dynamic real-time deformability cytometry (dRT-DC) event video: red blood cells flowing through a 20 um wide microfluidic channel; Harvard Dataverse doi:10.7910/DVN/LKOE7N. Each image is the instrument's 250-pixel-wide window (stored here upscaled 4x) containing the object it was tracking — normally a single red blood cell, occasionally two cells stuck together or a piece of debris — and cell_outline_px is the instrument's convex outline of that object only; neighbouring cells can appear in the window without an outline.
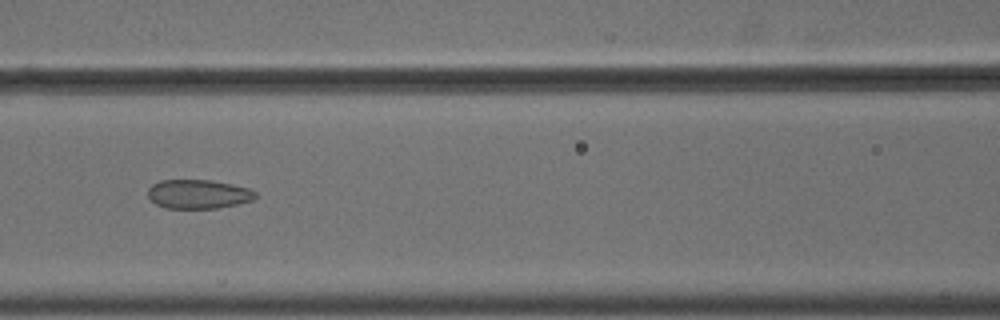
{"species": "common noctule bat (a hibernating species)", "species_latin": "Nyctalus noctula", "temperature_condition": "cold", "stored_images_in_passage": 40, "camera_frame_rate_fps": 3000, "um_per_image_px": 0.085, "animal": {"sex": "male", "body_mass_g": 18.8}, "frame": {"image": 1, "passage_image": 10, "time_ms": 3.0, "image_size_px": [1000, 320], "cell_outline_px": [[256, 196], [252, 200], [236, 204], [216, 208], [164, 208], [156, 204], [148, 196], [148, 188], [152, 184], [160, 180], [212, 180], [232, 184], [248, 188], [256, 192]], "centroid_in_image_um": [16.83, 16.49], "position_along_channel_um": 149.8, "area_um2": 18.15}}
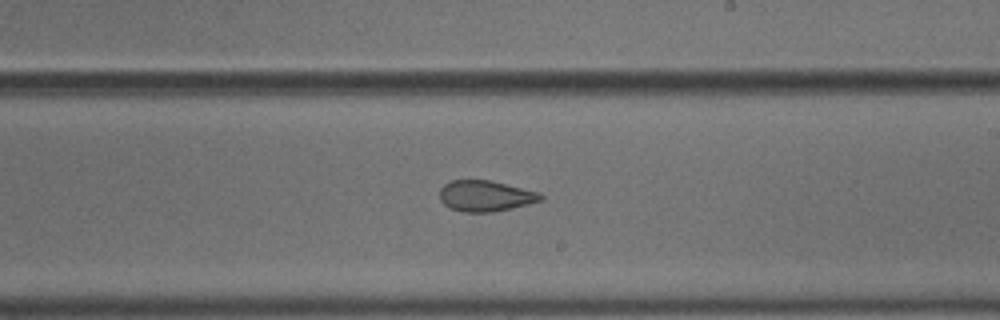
{"frame": {"image": 2, "passage_image": 18, "time_ms": 5.667, "image_size_px": [1000, 320], "cell_outline_px": [[544, 196], [540, 200], [528, 204], [512, 208], [492, 212], [464, 212], [448, 208], [440, 200], [440, 188], [444, 184], [452, 180], [488, 180], [540, 192]], "centroid_in_image_um": [41.23, 16.66], "position_along_channel_um": 247.8, "area_um2": 18.15}}
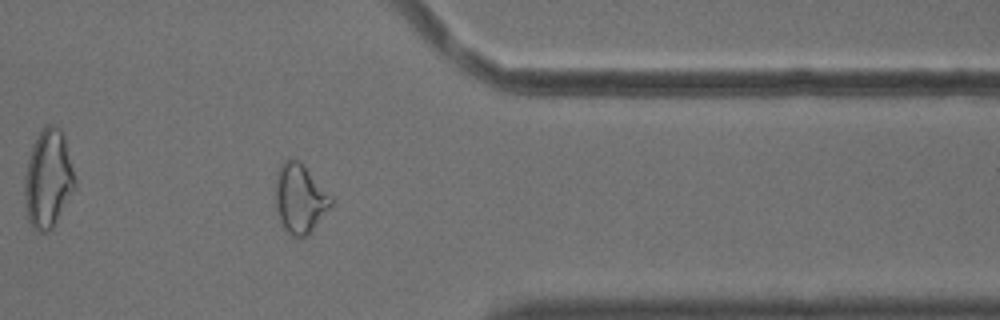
{"frame": {"image": 3, "passage_image": 30, "time_ms": 9.667, "image_size_px": [1000, 320], "cell_outline_px": [[332, 204], [308, 236], [292, 236], [280, 224], [276, 208], [276, 176], [280, 164], [284, 160], [300, 160], [304, 164], [332, 196]], "centroid_in_image_um": [25.49, 16.86], "position_along_channel_um": 385.9, "area_um2": 22.43}, "authors_computed_cell_mechanics": {"area_um2": 19.4208, "velocity_mm_per_s": 3.6759, "shape_relaxation_time_tau1_ms": null, "shape_relaxation_time_tau2_ms": 1.5689, "deformation_change_tau1": null, "deformation_change_tau2": 0.0776}}